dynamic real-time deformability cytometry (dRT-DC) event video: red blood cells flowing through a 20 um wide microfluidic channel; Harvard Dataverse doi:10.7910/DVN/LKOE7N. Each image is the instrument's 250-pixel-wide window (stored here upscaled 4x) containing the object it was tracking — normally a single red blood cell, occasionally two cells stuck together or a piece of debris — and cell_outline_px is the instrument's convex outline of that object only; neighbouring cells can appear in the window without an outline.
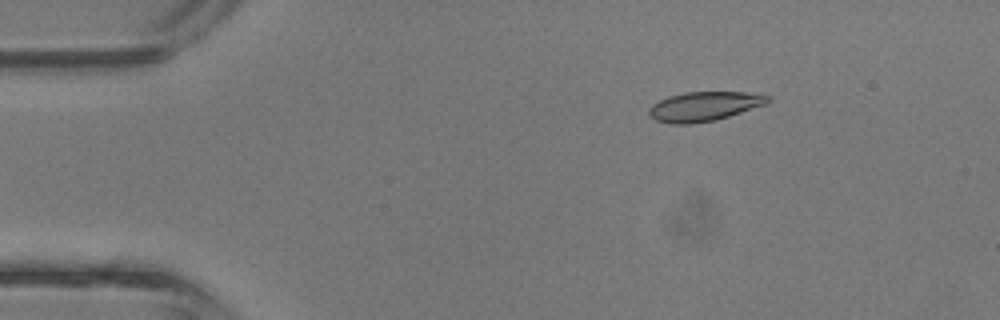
{"species": "common noctule bat (a hibernating species)", "species_latin": "Nyctalus noctula", "temperature_condition": "room temperature", "stored_images_in_passage": 42, "camera_frame_rate_fps": 3000, "um_per_image_px": 0.085, "animal": {"sex": "male", "body_mass_g": 13.3}, "frame": {"image": 1, "passage_image": 7, "time_ms": 2.0, "image_size_px": [1000, 320], "cell_outline_px": [[772, 100], [764, 104], [716, 120], [692, 124], [668, 124], [656, 120], [648, 116], [648, 108], [652, 104], [668, 96], [684, 92], [744, 92], [772, 96]], "centroid_in_image_um": [59.8, 9.04], "position_along_channel_um": 25.2, "area_um2": 20.4}}
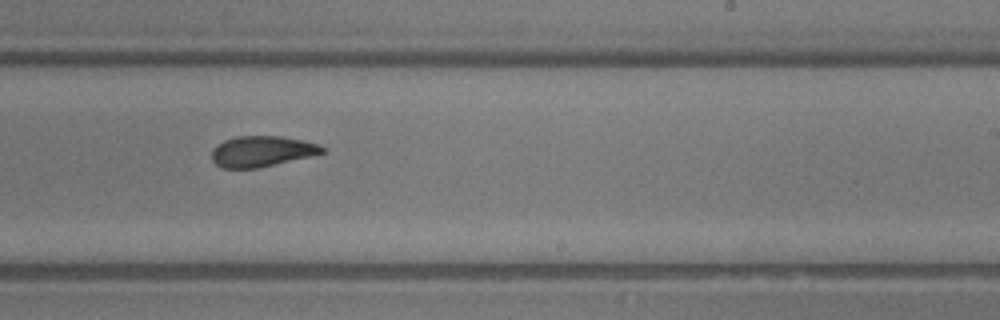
{"frame": {"image": 2, "passage_image": 26, "time_ms": 8.333, "image_size_px": [1000, 320], "cell_outline_px": [[328, 152], [256, 168], [220, 168], [212, 160], [212, 148], [216, 144], [224, 140], [236, 136], [280, 136], [304, 140], [320, 144], [328, 148]], "centroid_in_image_um": [22.28, 12.85], "position_along_channel_um": 266.7, "area_um2": 20.0}}
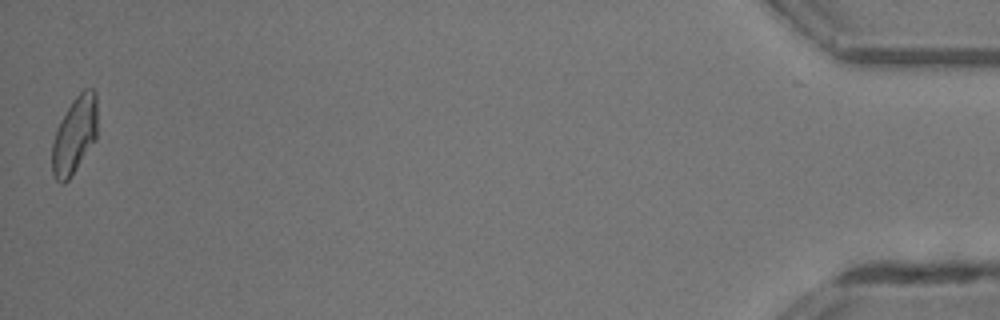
{"frame": {"image": 3, "passage_image": 42, "time_ms": 13.667, "image_size_px": [1000, 320], "cell_outline_px": [[96, 140], [68, 180], [64, 184], [60, 184], [52, 176], [52, 144], [56, 128], [72, 100], [84, 88], [92, 88], [96, 92]], "centroid_in_image_um": [6.32, 11.5], "position_along_channel_um": 428.9, "area_um2": 20.4}, "authors_computed_cell_mechanics": {"area_um2": 20.4612, "velocity_mm_per_s": 4.909, "shape_relaxation_time_tau1_ms": 3.8202, "shape_relaxation_time_tau2_ms": 1.7384, "deformation_change_tau1": 0.1199, "deformation_change_tau2": 0.0695}}